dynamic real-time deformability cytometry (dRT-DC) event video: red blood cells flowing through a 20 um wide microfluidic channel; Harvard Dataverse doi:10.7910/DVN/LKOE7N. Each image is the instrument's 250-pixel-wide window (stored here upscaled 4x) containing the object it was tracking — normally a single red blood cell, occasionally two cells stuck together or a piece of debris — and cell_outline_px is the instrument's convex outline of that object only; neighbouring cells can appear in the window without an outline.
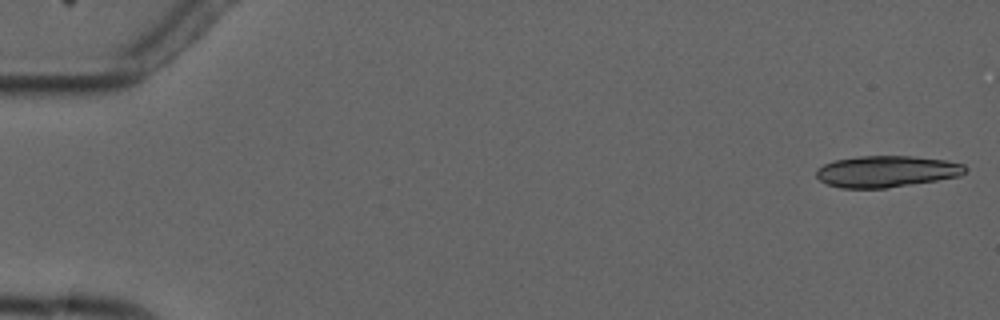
{"species": "common noctule bat (a hibernating species)", "species_latin": "Nyctalus noctula", "temperature_condition": "cold", "stored_images_in_passage": 2, "camera_frame_rate_fps": 3000, "um_per_image_px": 0.085, "animal": {"sex": "male", "forearm_length_mm": 52.5}, "frame": {"image": 1, "passage_image": 2, "time_ms": 1.0, "image_size_px": [1000, 320], "cell_outline_px": [[968, 168], [960, 176], [936, 180], [884, 188], [840, 188], [828, 184], [820, 180], [816, 176], [816, 168], [824, 164], [836, 160], [860, 156], [912, 156], [944, 160], [964, 164]], "centroid_in_image_um": [75.34, 14.57], "position_along_channel_um": 9.7, "area_um2": 27.11}}